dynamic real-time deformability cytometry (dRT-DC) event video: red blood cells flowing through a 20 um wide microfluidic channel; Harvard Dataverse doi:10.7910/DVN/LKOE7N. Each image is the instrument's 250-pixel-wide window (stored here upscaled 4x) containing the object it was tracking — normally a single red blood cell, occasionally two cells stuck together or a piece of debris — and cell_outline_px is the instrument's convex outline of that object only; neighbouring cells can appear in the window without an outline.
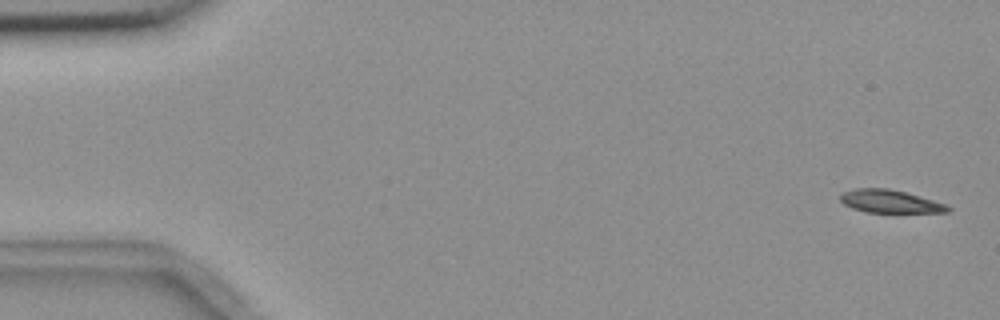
{"species": "common noctule bat (a hibernating species)", "species_latin": "Nyctalus noctula", "temperature_condition": "room temperature", "stored_images_in_passage": 5, "camera_frame_rate_fps": 3000, "um_per_image_px": 0.085, "animal": {"sex": "female", "body_mass_g": 18.4}, "frame": {"image": 1, "passage_image": 1, "time_ms": 0.0, "image_size_px": [1000, 320], "cell_outline_px": [[952, 208], [948, 212], [864, 212], [852, 208], [844, 204], [840, 200], [840, 196], [844, 192], [856, 188], [888, 188], [904, 192], [948, 204]], "centroid_in_image_um": [75.66, 17.12], "position_along_channel_um": 9.3, "area_um2": 14.28}}